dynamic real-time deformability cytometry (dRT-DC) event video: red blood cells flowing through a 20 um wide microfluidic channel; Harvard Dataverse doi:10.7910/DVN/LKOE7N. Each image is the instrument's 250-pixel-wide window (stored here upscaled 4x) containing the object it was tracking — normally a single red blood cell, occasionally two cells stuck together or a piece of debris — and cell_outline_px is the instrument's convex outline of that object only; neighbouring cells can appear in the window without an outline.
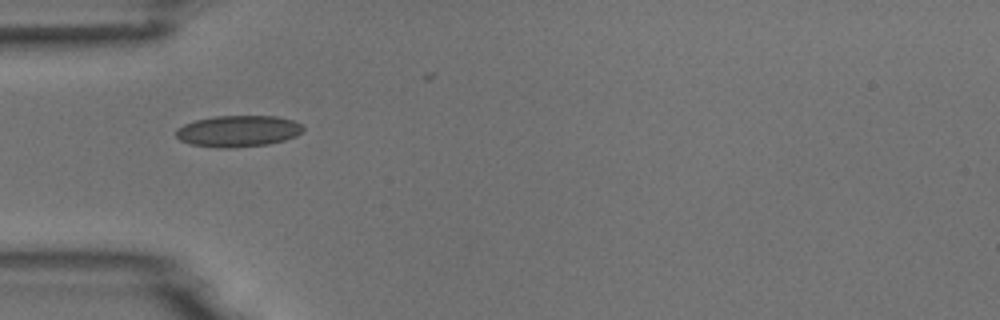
{"species": "common noctule bat (a hibernating species)", "species_latin": "Nyctalus noctula", "temperature_condition": "room temperature", "stored_images_in_passage": 7, "camera_frame_rate_fps": 3000, "um_per_image_px": 0.085, "animal": {"sex": "male", "body_mass_g": 18.8}, "frame": {"image": 1, "passage_image": 5, "time_ms": 4.667, "image_size_px": [1000, 320], "cell_outline_px": [[304, 128], [296, 136], [284, 140], [268, 144], [232, 148], [216, 148], [192, 144], [180, 140], [176, 136], [176, 128], [184, 124], [196, 120], [216, 116], [276, 116], [292, 120], [304, 124]], "centroid_in_image_um": [20.25, 11.14], "position_along_channel_um": 64.8, "area_um2": 23.29}}